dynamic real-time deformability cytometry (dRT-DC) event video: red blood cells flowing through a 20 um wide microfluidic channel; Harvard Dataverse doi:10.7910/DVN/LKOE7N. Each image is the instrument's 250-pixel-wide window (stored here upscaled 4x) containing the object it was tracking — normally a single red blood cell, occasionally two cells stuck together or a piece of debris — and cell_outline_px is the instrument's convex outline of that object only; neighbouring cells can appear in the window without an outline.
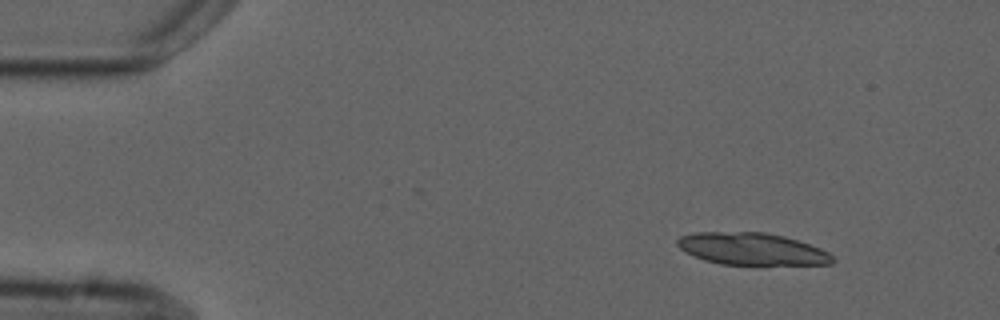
{"species": "common noctule bat (a hibernating species)", "species_latin": "Nyctalus noctula", "temperature_condition": "cold", "stored_images_in_passage": 6, "segment_of_instrument_passage": [1, 2], "camera_frame_rate_fps": 3000, "um_per_image_px": 0.085, "animal": {"sex": "male", "forearm_length_mm": 52.5}, "frame": {"image": 1, "passage_image": 1, "time_ms": 0.0, "image_size_px": [1000, 320], "cell_outline_px": [[836, 260], [832, 264], [720, 264], [704, 260], [684, 252], [676, 244], [676, 240], [680, 236], [692, 232], [764, 232], [784, 236], [820, 248], [828, 252]], "centroid_in_image_um": [63.86, 21.15], "position_along_channel_um": 21.1, "area_um2": 28.96}}